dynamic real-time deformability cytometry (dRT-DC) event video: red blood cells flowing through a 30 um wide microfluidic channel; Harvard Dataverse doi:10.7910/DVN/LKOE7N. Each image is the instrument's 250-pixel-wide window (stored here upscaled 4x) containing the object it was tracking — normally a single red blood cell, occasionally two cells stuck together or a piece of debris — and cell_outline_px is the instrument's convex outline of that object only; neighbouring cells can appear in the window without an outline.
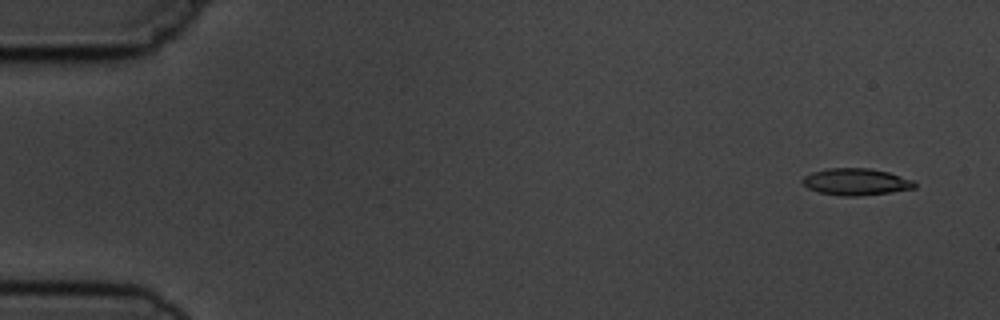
{"species": "common noctule bat (a hibernating species)", "species_latin": "Nyctalus noctula", "temperature_condition": "cold", "stored_images_in_passage": 5, "camera_frame_rate_fps": 3000, "um_per_image_px": 0.085, "animal": {"sex": "male", "body_mass_g": 19.5, "forearm_length_mm": 54.6}, "frame": {"image": 1, "passage_image": 1, "time_ms": 0.0, "image_size_px": [1000, 320], "cell_outline_px": [[916, 188], [892, 192], [856, 196], [840, 196], [820, 192], [808, 188], [800, 180], [804, 176], [812, 172], [828, 168], [868, 168], [888, 172], [912, 180], [916, 184]], "centroid_in_image_um": [72.74, 15.45], "position_along_channel_um": 12.3, "area_um2": 17.46}}
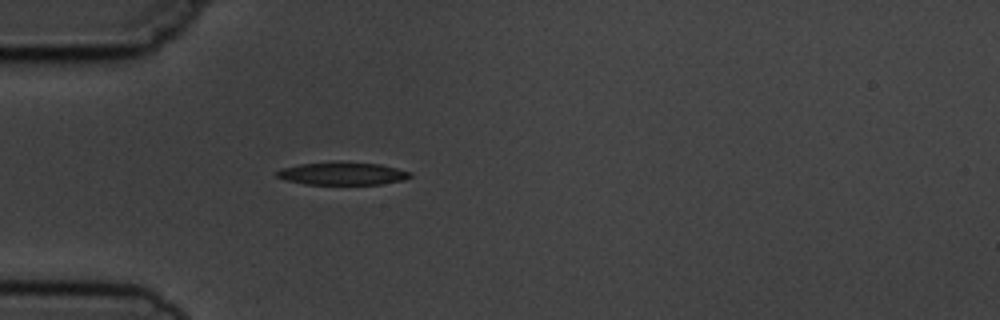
{"frame": {"image": 2, "passage_image": 5, "time_ms": 4.333, "image_size_px": [1000, 320], "cell_outline_px": [[412, 176], [404, 180], [380, 184], [304, 184], [284, 180], [276, 176], [276, 172], [280, 168], [300, 164], [332, 160], [340, 160], [380, 164], [412, 172]], "centroid_in_image_um": [29.08, 14.72], "position_along_channel_um": 55.9, "area_um2": 18.21}}